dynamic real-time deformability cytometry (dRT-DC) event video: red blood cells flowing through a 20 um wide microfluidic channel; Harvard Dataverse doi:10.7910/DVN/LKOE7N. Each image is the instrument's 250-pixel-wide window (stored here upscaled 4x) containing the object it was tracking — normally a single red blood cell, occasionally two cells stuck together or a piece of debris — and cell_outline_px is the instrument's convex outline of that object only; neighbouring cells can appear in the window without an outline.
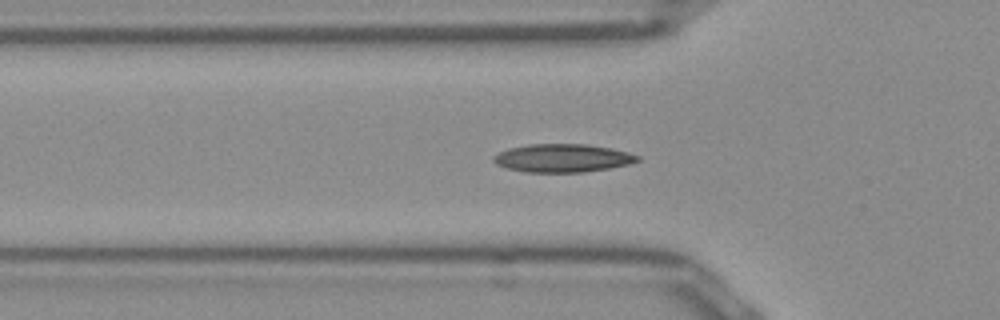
{"species": "Egyptian fruit bat (a non-hibernating species)", "species_latin": "Rousettus aegyptiacus", "temperature_condition": "room temperature", "stored_images_in_passage": 52, "camera_frame_rate_fps": 3000, "um_per_image_px": 0.085, "frame": {"image": 1, "passage_image": 16, "time_ms": 5.0, "image_size_px": [1000, 320], "cell_outline_px": [[640, 160], [628, 164], [608, 168], [584, 172], [524, 172], [508, 168], [496, 164], [492, 160], [492, 156], [508, 148], [528, 144], [588, 144], [612, 148], [628, 152], [640, 156]], "centroid_in_image_um": [47.81, 13.43], "position_along_channel_um": 78.0, "area_um2": 23.7}}
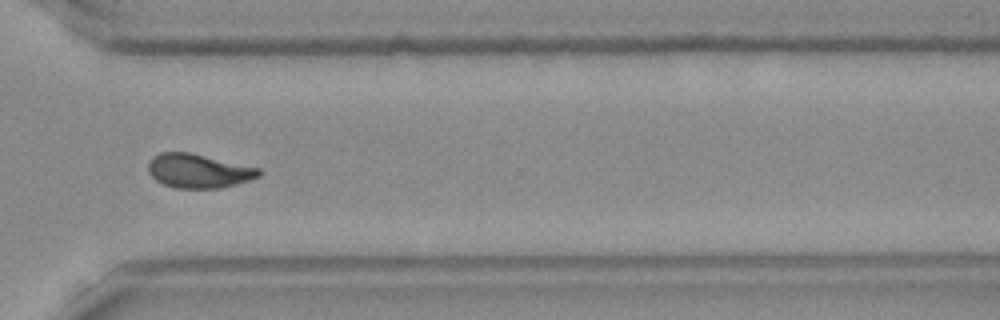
{"frame": {"image": 2, "passage_image": 37, "time_ms": 12.0, "image_size_px": [1000, 320], "cell_outline_px": [[264, 172], [260, 176], [236, 184], [220, 188], [176, 188], [164, 184], [156, 180], [148, 172], [148, 164], [152, 156], [160, 152], [188, 152], [260, 168]], "centroid_in_image_um": [16.87, 14.52], "position_along_channel_um": 353.7, "area_um2": 21.91}}
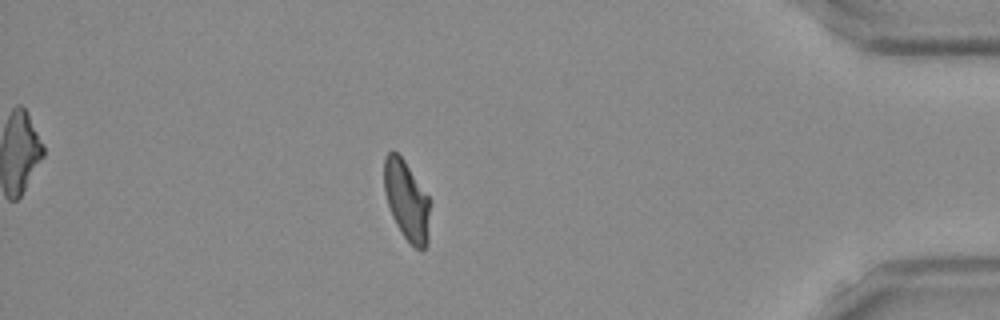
{"frame": {"image": 3, "passage_image": 44, "time_ms": 14.333, "image_size_px": [1000, 320], "cell_outline_px": [[428, 244], [424, 248], [416, 248], [400, 232], [392, 216], [384, 192], [384, 156], [388, 152], [396, 152], [404, 160], [428, 196]], "centroid_in_image_um": [34.53, 17.02], "position_along_channel_um": 400.7, "area_um2": 20.81}, "authors_computed_cell_mechanics": {"area_um2": 21.7906, "velocity_mm_per_s": 3.9244, "shape_relaxation_time_tau1_ms": 8.4975, "shape_relaxation_time_tau2_ms": 1.5358, "deformation_change_tau1": 0.2075, "deformation_change_tau2": 0.074}}